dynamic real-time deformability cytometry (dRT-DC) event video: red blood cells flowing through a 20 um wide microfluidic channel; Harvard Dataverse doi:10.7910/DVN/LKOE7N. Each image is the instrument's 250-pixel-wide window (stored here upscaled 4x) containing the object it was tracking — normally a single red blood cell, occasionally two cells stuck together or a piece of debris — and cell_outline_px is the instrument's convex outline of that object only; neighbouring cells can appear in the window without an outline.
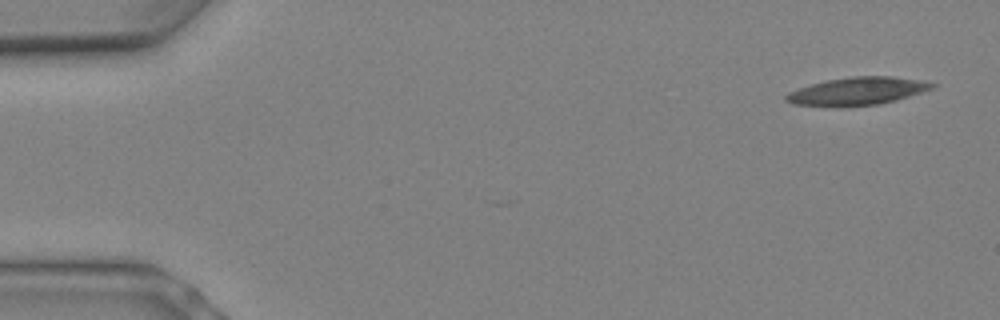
{"species": "Egyptian fruit bat (a non-hibernating species)", "species_latin": "Rousettus aegyptiacus", "temperature_condition": "warm", "stored_images_in_passage": 13, "camera_frame_rate_fps": 3000, "um_per_image_px": 0.085, "animal": {"sex": "female"}, "frame": {"image": 1, "passage_image": 1, "time_ms": 0.0, "image_size_px": [1000, 320], "cell_outline_px": [[936, 88], [896, 100], [880, 104], [844, 108], [836, 108], [792, 104], [784, 100], [784, 96], [788, 92], [812, 84], [828, 80], [852, 76], [892, 76], [928, 80], [936, 84]], "centroid_in_image_um": [72.91, 7.77], "position_along_channel_um": 12.1, "area_um2": 24.39}}
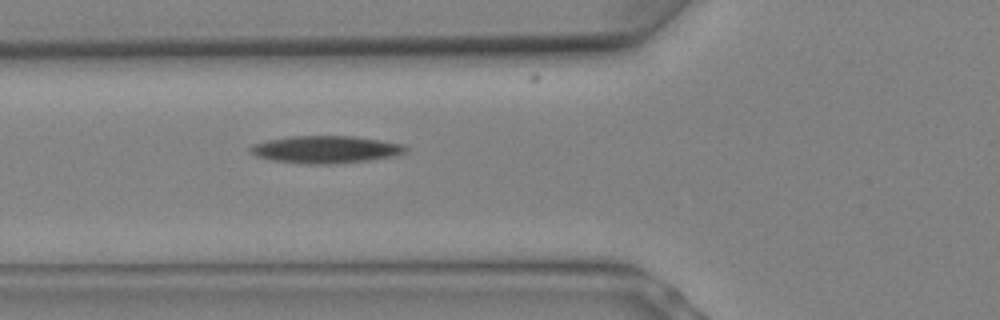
{"frame": {"image": 2, "passage_image": 8, "time_ms": 2.333, "image_size_px": [1000, 320], "cell_outline_px": [[408, 152], [396, 156], [368, 160], [336, 164], [304, 164], [272, 160], [256, 156], [248, 152], [248, 148], [252, 144], [268, 140], [292, 136], [352, 136], [380, 140], [404, 144], [408, 148]], "centroid_in_image_um": [27.69, 12.71], "position_along_channel_um": 98.1, "area_um2": 25.03}}